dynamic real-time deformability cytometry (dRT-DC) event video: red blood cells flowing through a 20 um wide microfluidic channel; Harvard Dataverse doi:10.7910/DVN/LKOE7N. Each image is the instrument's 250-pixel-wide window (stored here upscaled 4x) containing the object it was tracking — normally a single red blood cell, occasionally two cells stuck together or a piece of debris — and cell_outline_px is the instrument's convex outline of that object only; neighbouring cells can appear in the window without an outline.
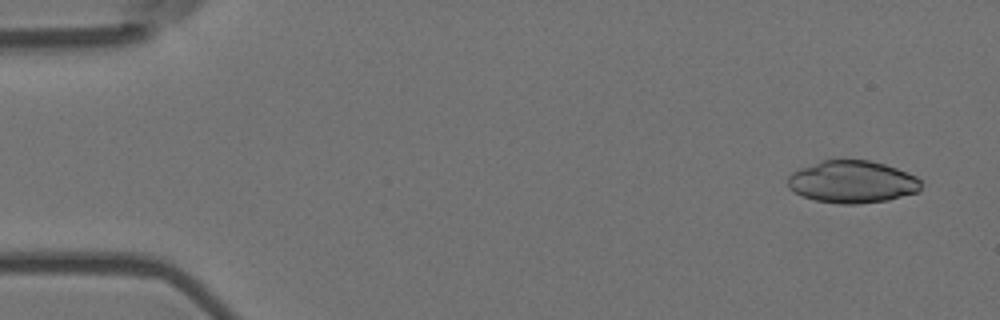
{"species": "Egyptian fruit bat (a non-hibernating species)", "species_latin": "Rousettus aegyptiacus", "temperature_condition": "room temperature", "stored_images_in_passage": 6, "camera_frame_rate_fps": 3000, "um_per_image_px": 0.085, "animal": {"sex": "female"}, "frame": {"image": 1, "passage_image": 1, "time_ms": 0.0, "image_size_px": [1000, 320], "cell_outline_px": [[920, 192], [888, 200], [856, 204], [840, 204], [816, 200], [804, 196], [788, 188], [788, 176], [792, 172], [800, 168], [824, 160], [868, 160], [884, 164], [908, 172], [916, 176], [920, 180]], "centroid_in_image_um": [72.46, 15.46], "position_along_channel_um": 12.5, "area_um2": 32.77}}